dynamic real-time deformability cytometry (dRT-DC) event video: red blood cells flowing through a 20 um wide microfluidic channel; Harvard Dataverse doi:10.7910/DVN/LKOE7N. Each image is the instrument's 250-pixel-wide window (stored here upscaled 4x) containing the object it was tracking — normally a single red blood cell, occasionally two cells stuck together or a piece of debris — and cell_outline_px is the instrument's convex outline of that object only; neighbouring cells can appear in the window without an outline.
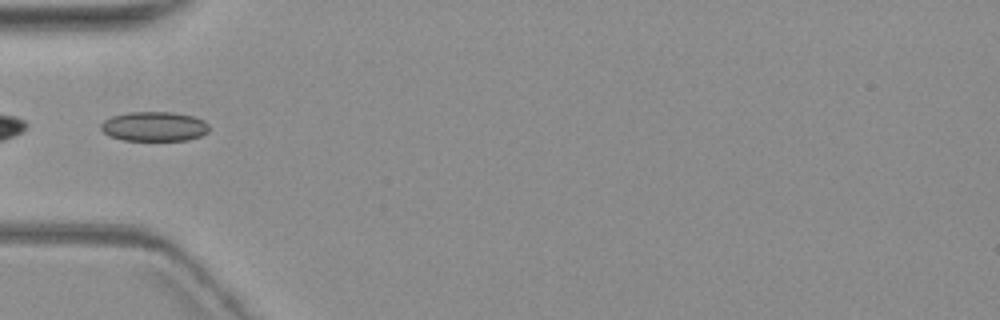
{"species": "common noctule bat (a hibernating species)", "species_latin": "Nyctalus noctula", "temperature_condition": "warm", "stored_images_in_passage": 9, "camera_frame_rate_fps": 3000, "um_per_image_px": 0.085, "animal": {"sex": "female", "body_mass_g": 19.3, "forearm_length_mm": 54.1}, "frame": {"image": 1, "passage_image": 7, "time_ms": 8.0, "image_size_px": [1000, 320], "cell_outline_px": [[208, 132], [200, 136], [188, 140], [124, 140], [108, 136], [100, 128], [100, 124], [104, 120], [112, 116], [128, 112], [172, 112], [192, 116], [204, 120], [208, 124]], "centroid_in_image_um": [13.09, 10.75], "position_along_channel_um": 71.9, "area_um2": 18.67}}
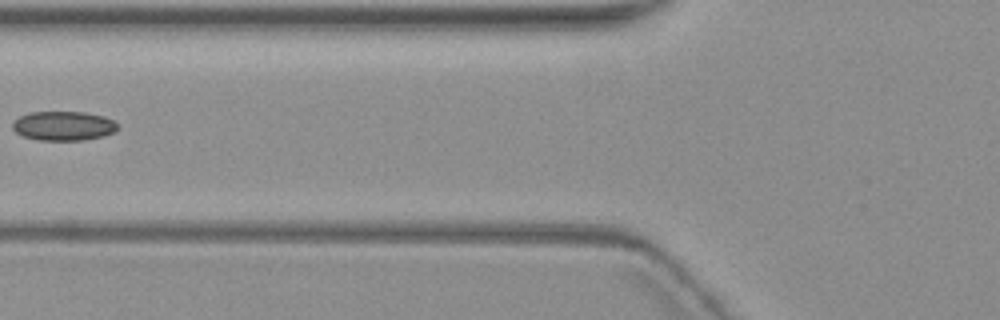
{"frame": {"image": 2, "passage_image": 8, "time_ms": 9.333, "image_size_px": [1000, 320], "cell_outline_px": [[116, 128], [112, 132], [104, 136], [84, 140], [36, 140], [24, 136], [16, 132], [12, 128], [12, 124], [20, 116], [28, 112], [84, 112], [104, 116], [112, 120], [116, 124]], "centroid_in_image_um": [5.37, 10.7], "position_along_channel_um": 120.4, "area_um2": 17.8}}
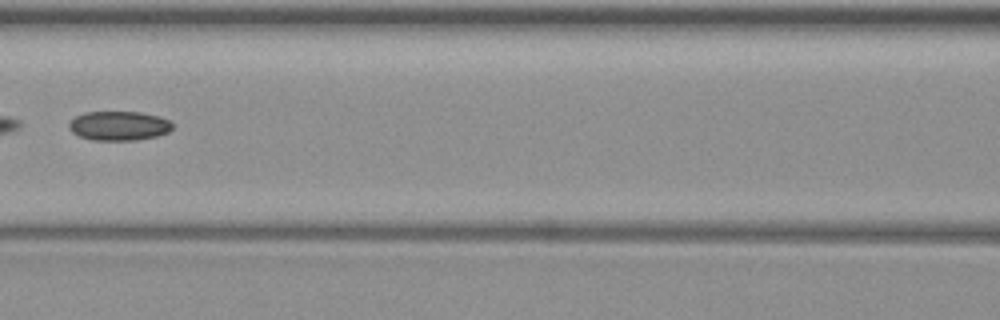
{"frame": {"image": 3, "passage_image": 9, "time_ms": 10.333, "image_size_px": [1000, 320], "cell_outline_px": [[172, 128], [168, 132], [156, 136], [136, 140], [92, 140], [80, 136], [72, 132], [68, 124], [76, 116], [84, 112], [140, 112], [156, 116], [168, 120], [172, 124]], "centroid_in_image_um": [10.09, 10.69], "position_along_channel_um": 156.5, "area_um2": 17.46}}